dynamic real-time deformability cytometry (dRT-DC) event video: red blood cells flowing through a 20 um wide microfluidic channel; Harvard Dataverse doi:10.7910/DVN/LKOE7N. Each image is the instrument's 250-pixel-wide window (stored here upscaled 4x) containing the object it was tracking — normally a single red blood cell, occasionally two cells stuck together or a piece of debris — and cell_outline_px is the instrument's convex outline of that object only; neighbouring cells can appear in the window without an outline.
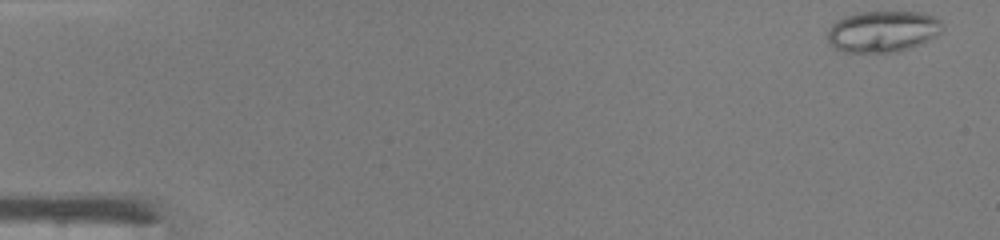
{"species": "common noctule bat (a hibernating species)", "species_latin": "Nyctalus noctula", "temperature_condition": "warm", "stored_images_in_passage": 46, "camera_frame_rate_fps": 3000, "um_per_image_px": 0.085, "animal": {"sex": "male", "body_mass_g": 19.0, "forearm_length_mm": 50.8}, "frame": {"image": 1, "passage_image": 1, "time_ms": 0.0, "image_size_px": [1000, 240], "cell_outline_px": [[944, 28], [936, 36], [920, 44], [900, 52], [844, 52], [828, 44], [828, 32], [832, 24], [836, 20], [844, 16], [860, 12], [920, 12], [932, 16], [940, 20], [944, 24]], "centroid_in_image_um": [75.04, 2.67], "position_along_channel_um": 10.0, "area_um2": 27.8}}
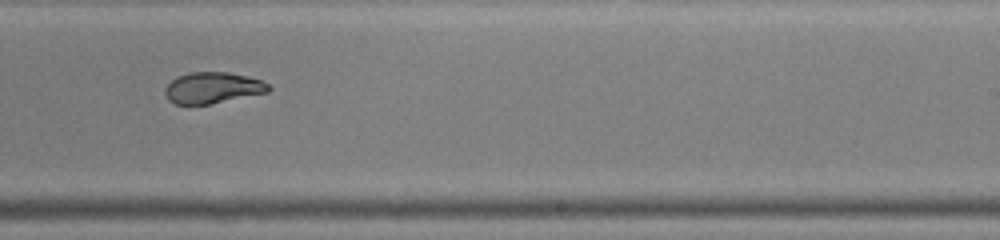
{"frame": {"image": 2, "passage_image": 29, "time_ms": 9.333, "image_size_px": [1000, 240], "cell_outline_px": [[272, 88], [268, 92], [208, 104], [176, 104], [168, 100], [164, 92], [164, 88], [176, 76], [188, 72], [228, 72], [248, 76], [260, 80], [268, 84]], "centroid_in_image_um": [18.05, 7.45], "position_along_channel_um": 270.9, "area_um2": 18.79}}
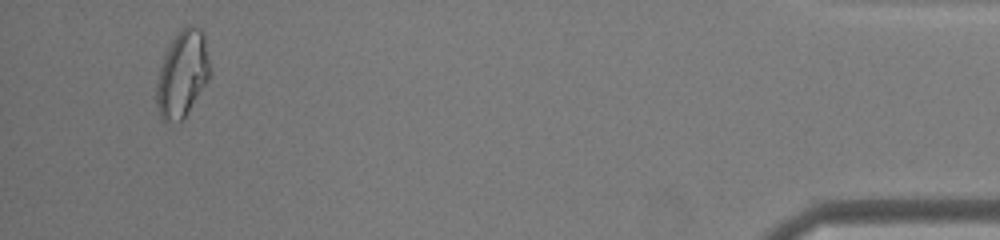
{"frame": {"image": 3, "passage_image": 44, "time_ms": 14.333, "image_size_px": [1000, 240], "cell_outline_px": [[212, 72], [208, 80], [184, 116], [180, 120], [164, 120], [160, 116], [156, 104], [156, 84], [160, 68], [164, 56], [172, 40], [180, 28], [188, 24], [192, 24], [200, 28], [204, 32], [212, 68]], "centroid_in_image_um": [15.54, 6.2], "position_along_channel_um": 419.7, "area_um2": 26.88}, "authors_computed_cell_mechanics": {"area_um2": 22.1663, "velocity_mm_per_s": 4.36, "shape_relaxation_time_tau1_ms": 5.9761, "shape_relaxation_time_tau2_ms": 1.2799, "deformation_change_tau1": 0.2549, "deformation_change_tau2": 0.0714}}